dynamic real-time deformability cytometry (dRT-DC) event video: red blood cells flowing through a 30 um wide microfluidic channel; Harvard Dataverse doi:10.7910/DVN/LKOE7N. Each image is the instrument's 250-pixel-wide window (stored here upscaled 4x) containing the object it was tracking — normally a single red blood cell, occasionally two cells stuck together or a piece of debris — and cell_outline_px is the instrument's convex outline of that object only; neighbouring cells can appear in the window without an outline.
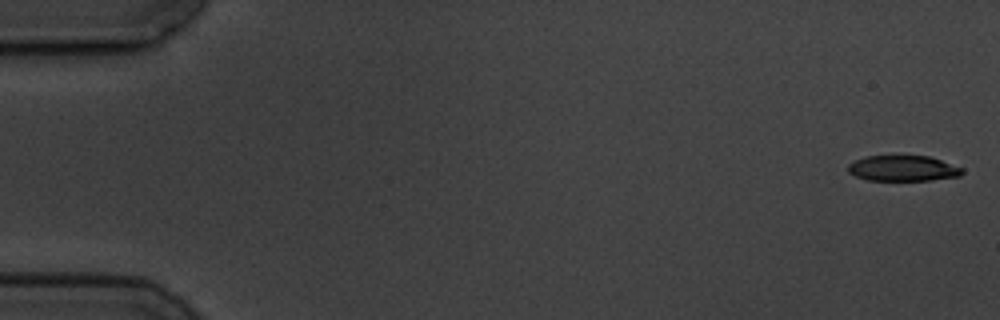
{"species": "common noctule bat (a hibernating species)", "species_latin": "Nyctalus noctula", "temperature_condition": "cold", "stored_images_in_passage": 4, "camera_frame_rate_fps": 3000, "um_per_image_px": 0.085, "animal": {"sex": "male", "body_mass_g": 19.5, "forearm_length_mm": 54.6}, "frame": {"image": 1, "passage_image": 1, "time_ms": 0.0, "image_size_px": [1000, 320], "cell_outline_px": [[964, 172], [960, 176], [932, 180], [868, 180], [856, 176], [848, 172], [848, 164], [864, 156], [928, 156], [964, 168]], "centroid_in_image_um": [76.77, 14.31], "position_along_channel_um": 8.2, "area_um2": 16.99}}